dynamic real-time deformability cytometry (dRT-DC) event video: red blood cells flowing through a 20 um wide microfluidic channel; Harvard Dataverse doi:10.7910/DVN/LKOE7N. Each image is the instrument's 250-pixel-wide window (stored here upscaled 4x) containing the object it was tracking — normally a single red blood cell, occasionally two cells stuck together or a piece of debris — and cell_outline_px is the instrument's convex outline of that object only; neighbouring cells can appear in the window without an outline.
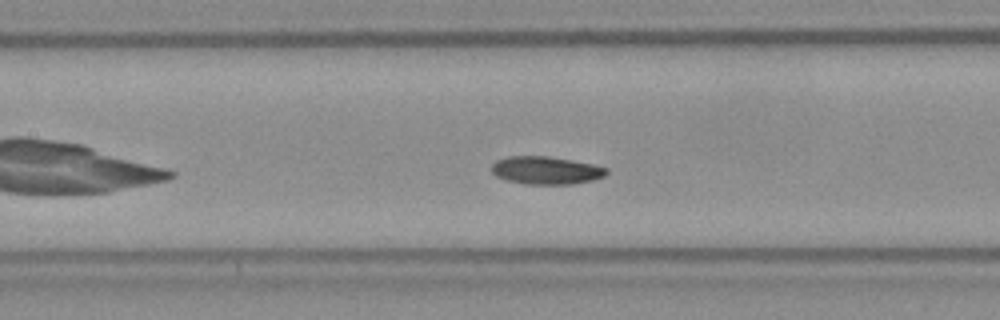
{"species": "Egyptian fruit bat (a non-hibernating species)", "species_latin": "Rousettus aegyptiacus", "temperature_condition": "room temperature", "stored_images_in_passage": 41, "camera_frame_rate_fps": 3000, "um_per_image_px": 0.085, "frame": {"image": 1, "passage_image": 12, "time_ms": 3.667, "image_size_px": [1000, 320], "cell_outline_px": [[608, 172], [604, 176], [592, 180], [572, 184], [524, 184], [508, 180], [496, 176], [492, 172], [492, 164], [496, 160], [508, 156], [548, 156], [572, 160], [592, 164], [608, 168]], "centroid_in_image_um": [46.41, 14.47], "position_along_channel_um": 161.0, "area_um2": 18.61}}
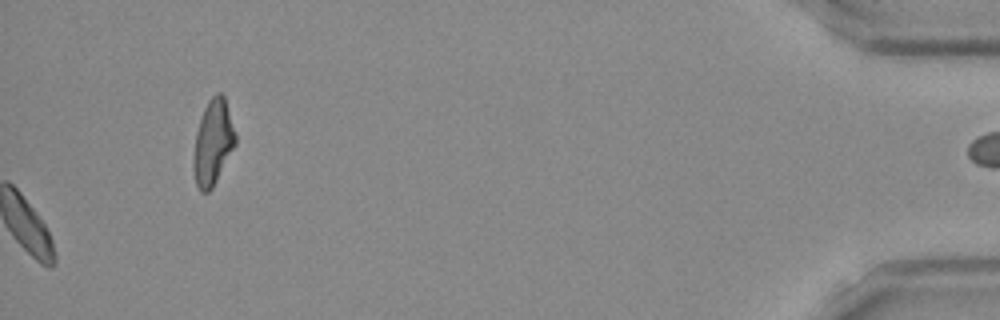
{"frame": {"image": 2, "passage_image": 41, "time_ms": 13.333, "image_size_px": [1000, 320], "cell_outline_px": [[236, 144], [212, 188], [208, 192], [200, 192], [196, 184], [192, 168], [192, 156], [196, 132], [204, 108], [208, 100], [216, 92], [220, 92], [224, 96], [236, 132]], "centroid_in_image_um": [18.09, 12.11], "position_along_channel_um": 417.1, "area_um2": 20.98}, "authors_computed_cell_mechanics": {"area_um2": 18.4382, "velocity_mm_per_s": 3.932, "shape_relaxation_time_tau1_ms": 2.2997, "shape_relaxation_time_tau2_ms": null, "deformation_change_tau1": 0.0865, "deformation_change_tau2": null}}